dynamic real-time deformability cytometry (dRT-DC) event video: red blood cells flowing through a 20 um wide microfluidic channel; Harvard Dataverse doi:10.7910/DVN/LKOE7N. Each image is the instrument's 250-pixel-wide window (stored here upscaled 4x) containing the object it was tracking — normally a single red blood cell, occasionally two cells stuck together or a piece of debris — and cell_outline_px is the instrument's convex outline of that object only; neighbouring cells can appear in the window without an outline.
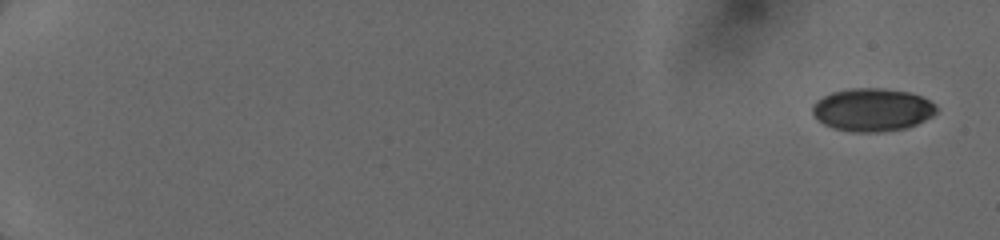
{"species": "human", "species_latin": "Homo sapiens", "temperature_condition": "cold", "stored_images_in_passage": 12, "camera_frame_rate_fps": 3000, "um_per_image_px": 0.085, "donor": {"sex": "female"}, "frame": {"image": 1, "passage_image": 1, "time_ms": 0.0, "image_size_px": [1000, 240], "cell_outline_px": [[936, 112], [932, 116], [908, 128], [880, 132], [852, 132], [832, 128], [824, 124], [812, 112], [812, 104], [816, 100], [832, 92], [848, 88], [880, 88], [908, 92], [920, 96], [936, 104]], "centroid_in_image_um": [74.13, 9.33], "position_along_channel_um": 10.9, "area_um2": 31.04}}
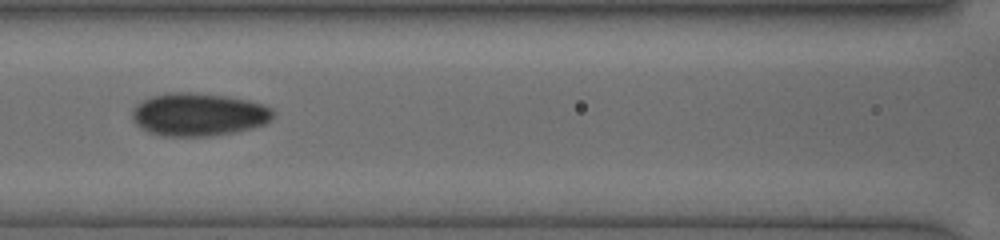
{"frame": {"image": 2, "passage_image": 9, "time_ms": 8.333, "image_size_px": [1000, 240], "cell_outline_px": [[276, 112], [272, 120], [264, 124], [252, 128], [236, 132], [208, 136], [164, 136], [148, 132], [136, 124], [132, 120], [132, 112], [136, 104], [152, 96], [172, 92], [196, 92], [228, 96], [248, 100], [264, 104], [272, 108]], "centroid_in_image_um": [16.92, 9.73], "position_along_channel_um": 149.7, "area_um2": 35.6}}
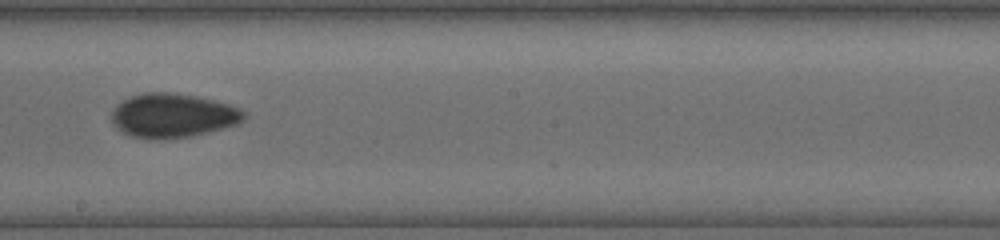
{"frame": {"image": 3, "passage_image": 11, "time_ms": 10.333, "image_size_px": [1000, 240], "cell_outline_px": [[248, 116], [240, 124], [208, 132], [188, 136], [156, 140], [148, 140], [128, 136], [120, 132], [112, 124], [112, 108], [116, 104], [132, 96], [144, 92], [168, 92], [196, 96], [228, 104], [240, 108], [248, 112]], "centroid_in_image_um": [14.68, 9.84], "position_along_channel_um": 233.5, "area_um2": 34.56}}